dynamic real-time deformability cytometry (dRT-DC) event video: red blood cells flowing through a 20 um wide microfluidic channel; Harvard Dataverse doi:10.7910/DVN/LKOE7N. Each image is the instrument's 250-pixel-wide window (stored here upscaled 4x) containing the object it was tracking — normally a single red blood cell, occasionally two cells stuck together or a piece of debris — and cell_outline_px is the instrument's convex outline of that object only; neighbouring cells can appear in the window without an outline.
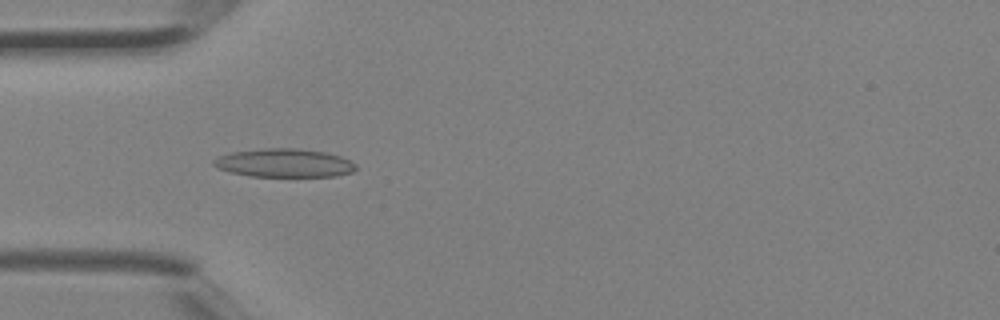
{"species": "Egyptian fruit bat (a non-hibernating species)", "species_latin": "Rousettus aegyptiacus", "temperature_condition": "room temperature", "stored_images_in_passage": 1, "camera_frame_rate_fps": 3000, "um_per_image_px": 0.085, "animal": {"sex": "female"}, "frame": {"image": 1, "passage_image": 1, "time_ms": 0.0, "image_size_px": [1000, 320], "cell_outline_px": [[356, 168], [352, 172], [336, 176], [252, 176], [228, 172], [216, 168], [212, 164], [212, 160], [220, 156], [232, 152], [264, 148], [296, 148], [324, 152], [340, 156], [356, 164]], "centroid_in_image_um": [24.12, 13.85], "position_along_channel_um": 60.9, "area_um2": 23.52}}